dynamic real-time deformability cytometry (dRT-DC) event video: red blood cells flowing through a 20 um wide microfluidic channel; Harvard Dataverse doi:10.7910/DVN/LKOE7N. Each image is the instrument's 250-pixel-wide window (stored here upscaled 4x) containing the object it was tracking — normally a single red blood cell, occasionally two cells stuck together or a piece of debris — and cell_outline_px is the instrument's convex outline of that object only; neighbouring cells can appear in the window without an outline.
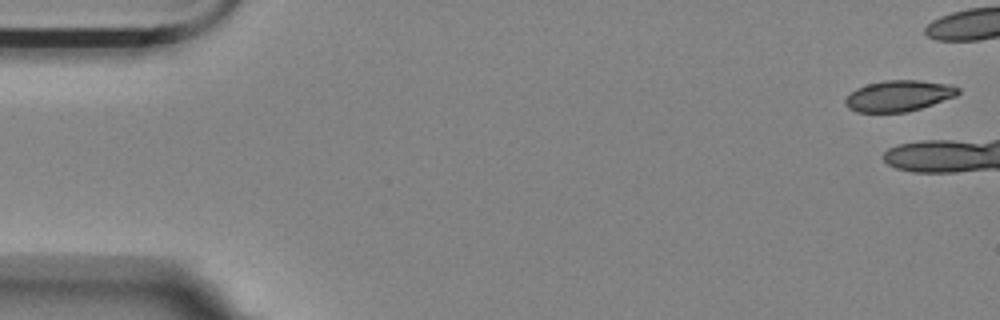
{"species": "Egyptian fruit bat (a non-hibernating species)", "species_latin": "Rousettus aegyptiacus", "temperature_condition": "room temperature", "stored_images_in_passage": 5, "camera_frame_rate_fps": 3000, "um_per_image_px": 0.085, "animal": {"sex": "female"}, "frame": {"image": 1, "passage_image": 1, "time_ms": 0.0, "image_size_px": [1000, 320], "cell_outline_px": [[960, 92], [956, 96], [908, 112], [856, 112], [848, 108], [844, 104], [844, 100], [856, 88], [868, 84], [884, 80], [920, 80], [948, 84], [960, 88]], "centroid_in_image_um": [76.38, 8.14], "position_along_channel_um": 8.6, "area_um2": 20.35}}